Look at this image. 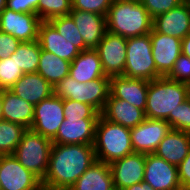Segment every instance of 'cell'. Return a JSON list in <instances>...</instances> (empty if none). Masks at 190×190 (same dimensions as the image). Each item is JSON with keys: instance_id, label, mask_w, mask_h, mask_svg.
<instances>
[{"instance_id": "obj_1", "label": "cell", "mask_w": 190, "mask_h": 190, "mask_svg": "<svg viewBox=\"0 0 190 190\" xmlns=\"http://www.w3.org/2000/svg\"><path fill=\"white\" fill-rule=\"evenodd\" d=\"M95 161L94 145L53 144L42 188L69 190Z\"/></svg>"}, {"instance_id": "obj_2", "label": "cell", "mask_w": 190, "mask_h": 190, "mask_svg": "<svg viewBox=\"0 0 190 190\" xmlns=\"http://www.w3.org/2000/svg\"><path fill=\"white\" fill-rule=\"evenodd\" d=\"M188 98L189 91L186 83L158 77L149 81L145 116L165 120L174 129V112Z\"/></svg>"}, {"instance_id": "obj_3", "label": "cell", "mask_w": 190, "mask_h": 190, "mask_svg": "<svg viewBox=\"0 0 190 190\" xmlns=\"http://www.w3.org/2000/svg\"><path fill=\"white\" fill-rule=\"evenodd\" d=\"M106 24L107 31L130 38L150 33L153 18L139 0H113Z\"/></svg>"}, {"instance_id": "obj_4", "label": "cell", "mask_w": 190, "mask_h": 190, "mask_svg": "<svg viewBox=\"0 0 190 190\" xmlns=\"http://www.w3.org/2000/svg\"><path fill=\"white\" fill-rule=\"evenodd\" d=\"M94 151L96 160L106 164L134 153L130 128L106 120L100 115L96 125Z\"/></svg>"}, {"instance_id": "obj_5", "label": "cell", "mask_w": 190, "mask_h": 190, "mask_svg": "<svg viewBox=\"0 0 190 190\" xmlns=\"http://www.w3.org/2000/svg\"><path fill=\"white\" fill-rule=\"evenodd\" d=\"M57 97L87 103L101 113L110 94V77L104 76L85 83H79L70 75L53 87Z\"/></svg>"}, {"instance_id": "obj_6", "label": "cell", "mask_w": 190, "mask_h": 190, "mask_svg": "<svg viewBox=\"0 0 190 190\" xmlns=\"http://www.w3.org/2000/svg\"><path fill=\"white\" fill-rule=\"evenodd\" d=\"M52 145L53 142L50 139L27 129L13 156L42 181L48 169Z\"/></svg>"}, {"instance_id": "obj_7", "label": "cell", "mask_w": 190, "mask_h": 190, "mask_svg": "<svg viewBox=\"0 0 190 190\" xmlns=\"http://www.w3.org/2000/svg\"><path fill=\"white\" fill-rule=\"evenodd\" d=\"M126 51L123 76L147 81L156 79V65L152 54L150 33L127 38Z\"/></svg>"}, {"instance_id": "obj_8", "label": "cell", "mask_w": 190, "mask_h": 190, "mask_svg": "<svg viewBox=\"0 0 190 190\" xmlns=\"http://www.w3.org/2000/svg\"><path fill=\"white\" fill-rule=\"evenodd\" d=\"M64 119L63 99L52 94L34 106L30 129L52 141Z\"/></svg>"}, {"instance_id": "obj_9", "label": "cell", "mask_w": 190, "mask_h": 190, "mask_svg": "<svg viewBox=\"0 0 190 190\" xmlns=\"http://www.w3.org/2000/svg\"><path fill=\"white\" fill-rule=\"evenodd\" d=\"M1 190H42L41 180L13 155H0Z\"/></svg>"}, {"instance_id": "obj_10", "label": "cell", "mask_w": 190, "mask_h": 190, "mask_svg": "<svg viewBox=\"0 0 190 190\" xmlns=\"http://www.w3.org/2000/svg\"><path fill=\"white\" fill-rule=\"evenodd\" d=\"M127 38L106 31L102 40L95 48L99 54L103 71L106 76L124 74Z\"/></svg>"}, {"instance_id": "obj_11", "label": "cell", "mask_w": 190, "mask_h": 190, "mask_svg": "<svg viewBox=\"0 0 190 190\" xmlns=\"http://www.w3.org/2000/svg\"><path fill=\"white\" fill-rule=\"evenodd\" d=\"M171 125L165 120L146 118L142 123L130 129L132 148L135 153L152 154L159 143L171 131Z\"/></svg>"}, {"instance_id": "obj_12", "label": "cell", "mask_w": 190, "mask_h": 190, "mask_svg": "<svg viewBox=\"0 0 190 190\" xmlns=\"http://www.w3.org/2000/svg\"><path fill=\"white\" fill-rule=\"evenodd\" d=\"M143 182L155 190H182L178 178V166L156 154H146Z\"/></svg>"}, {"instance_id": "obj_13", "label": "cell", "mask_w": 190, "mask_h": 190, "mask_svg": "<svg viewBox=\"0 0 190 190\" xmlns=\"http://www.w3.org/2000/svg\"><path fill=\"white\" fill-rule=\"evenodd\" d=\"M41 19L34 13H17L5 8L0 13V32L10 34L22 42L38 40Z\"/></svg>"}, {"instance_id": "obj_14", "label": "cell", "mask_w": 190, "mask_h": 190, "mask_svg": "<svg viewBox=\"0 0 190 190\" xmlns=\"http://www.w3.org/2000/svg\"><path fill=\"white\" fill-rule=\"evenodd\" d=\"M150 39L156 65V79L166 77L182 53V40L158 33L154 28L150 32Z\"/></svg>"}, {"instance_id": "obj_15", "label": "cell", "mask_w": 190, "mask_h": 190, "mask_svg": "<svg viewBox=\"0 0 190 190\" xmlns=\"http://www.w3.org/2000/svg\"><path fill=\"white\" fill-rule=\"evenodd\" d=\"M146 154L132 153L109 164L114 186L124 190L143 182Z\"/></svg>"}, {"instance_id": "obj_16", "label": "cell", "mask_w": 190, "mask_h": 190, "mask_svg": "<svg viewBox=\"0 0 190 190\" xmlns=\"http://www.w3.org/2000/svg\"><path fill=\"white\" fill-rule=\"evenodd\" d=\"M97 121L98 119L65 118L52 142L94 145Z\"/></svg>"}, {"instance_id": "obj_17", "label": "cell", "mask_w": 190, "mask_h": 190, "mask_svg": "<svg viewBox=\"0 0 190 190\" xmlns=\"http://www.w3.org/2000/svg\"><path fill=\"white\" fill-rule=\"evenodd\" d=\"M153 28L164 35L185 38L190 33V3L185 0L178 7L156 16Z\"/></svg>"}, {"instance_id": "obj_18", "label": "cell", "mask_w": 190, "mask_h": 190, "mask_svg": "<svg viewBox=\"0 0 190 190\" xmlns=\"http://www.w3.org/2000/svg\"><path fill=\"white\" fill-rule=\"evenodd\" d=\"M149 81L123 75L110 77V94L145 112Z\"/></svg>"}, {"instance_id": "obj_19", "label": "cell", "mask_w": 190, "mask_h": 190, "mask_svg": "<svg viewBox=\"0 0 190 190\" xmlns=\"http://www.w3.org/2000/svg\"><path fill=\"white\" fill-rule=\"evenodd\" d=\"M69 16L76 24L84 44L95 49L107 31L106 16L72 9Z\"/></svg>"}, {"instance_id": "obj_20", "label": "cell", "mask_w": 190, "mask_h": 190, "mask_svg": "<svg viewBox=\"0 0 190 190\" xmlns=\"http://www.w3.org/2000/svg\"><path fill=\"white\" fill-rule=\"evenodd\" d=\"M38 42L42 50L53 53L61 59L72 62L81 52L73 42L61 36L49 21H41Z\"/></svg>"}, {"instance_id": "obj_21", "label": "cell", "mask_w": 190, "mask_h": 190, "mask_svg": "<svg viewBox=\"0 0 190 190\" xmlns=\"http://www.w3.org/2000/svg\"><path fill=\"white\" fill-rule=\"evenodd\" d=\"M9 90L33 106L53 94V87L37 72L23 74Z\"/></svg>"}, {"instance_id": "obj_22", "label": "cell", "mask_w": 190, "mask_h": 190, "mask_svg": "<svg viewBox=\"0 0 190 190\" xmlns=\"http://www.w3.org/2000/svg\"><path fill=\"white\" fill-rule=\"evenodd\" d=\"M101 115L106 120L130 129L146 119L145 112L142 109L136 108L125 100L117 99L111 94H109Z\"/></svg>"}, {"instance_id": "obj_23", "label": "cell", "mask_w": 190, "mask_h": 190, "mask_svg": "<svg viewBox=\"0 0 190 190\" xmlns=\"http://www.w3.org/2000/svg\"><path fill=\"white\" fill-rule=\"evenodd\" d=\"M69 75L77 82L85 84L106 76L97 50L89 48L81 51L71 62Z\"/></svg>"}, {"instance_id": "obj_24", "label": "cell", "mask_w": 190, "mask_h": 190, "mask_svg": "<svg viewBox=\"0 0 190 190\" xmlns=\"http://www.w3.org/2000/svg\"><path fill=\"white\" fill-rule=\"evenodd\" d=\"M190 149V133L171 129L159 143L154 152L158 157L178 166L188 155Z\"/></svg>"}, {"instance_id": "obj_25", "label": "cell", "mask_w": 190, "mask_h": 190, "mask_svg": "<svg viewBox=\"0 0 190 190\" xmlns=\"http://www.w3.org/2000/svg\"><path fill=\"white\" fill-rule=\"evenodd\" d=\"M2 120L23 125L30 129L33 123L34 106L27 102L9 89H2Z\"/></svg>"}, {"instance_id": "obj_26", "label": "cell", "mask_w": 190, "mask_h": 190, "mask_svg": "<svg viewBox=\"0 0 190 190\" xmlns=\"http://www.w3.org/2000/svg\"><path fill=\"white\" fill-rule=\"evenodd\" d=\"M113 187L109 164L96 160L69 190H110Z\"/></svg>"}, {"instance_id": "obj_27", "label": "cell", "mask_w": 190, "mask_h": 190, "mask_svg": "<svg viewBox=\"0 0 190 190\" xmlns=\"http://www.w3.org/2000/svg\"><path fill=\"white\" fill-rule=\"evenodd\" d=\"M71 62L41 49L37 73L52 87L69 75Z\"/></svg>"}, {"instance_id": "obj_28", "label": "cell", "mask_w": 190, "mask_h": 190, "mask_svg": "<svg viewBox=\"0 0 190 190\" xmlns=\"http://www.w3.org/2000/svg\"><path fill=\"white\" fill-rule=\"evenodd\" d=\"M41 47L38 40L22 42L15 53V60L24 74L36 73L40 59Z\"/></svg>"}, {"instance_id": "obj_29", "label": "cell", "mask_w": 190, "mask_h": 190, "mask_svg": "<svg viewBox=\"0 0 190 190\" xmlns=\"http://www.w3.org/2000/svg\"><path fill=\"white\" fill-rule=\"evenodd\" d=\"M26 130L23 125L1 119L0 155H13Z\"/></svg>"}, {"instance_id": "obj_30", "label": "cell", "mask_w": 190, "mask_h": 190, "mask_svg": "<svg viewBox=\"0 0 190 190\" xmlns=\"http://www.w3.org/2000/svg\"><path fill=\"white\" fill-rule=\"evenodd\" d=\"M49 22L54 26L61 36L73 42V45L80 51L89 49L84 44L83 38L80 35L76 24L69 15L52 18L49 20Z\"/></svg>"}, {"instance_id": "obj_31", "label": "cell", "mask_w": 190, "mask_h": 190, "mask_svg": "<svg viewBox=\"0 0 190 190\" xmlns=\"http://www.w3.org/2000/svg\"><path fill=\"white\" fill-rule=\"evenodd\" d=\"M71 10L72 0H39V18L41 21L67 16Z\"/></svg>"}, {"instance_id": "obj_32", "label": "cell", "mask_w": 190, "mask_h": 190, "mask_svg": "<svg viewBox=\"0 0 190 190\" xmlns=\"http://www.w3.org/2000/svg\"><path fill=\"white\" fill-rule=\"evenodd\" d=\"M15 60V53L0 59V90L10 89L23 75Z\"/></svg>"}, {"instance_id": "obj_33", "label": "cell", "mask_w": 190, "mask_h": 190, "mask_svg": "<svg viewBox=\"0 0 190 190\" xmlns=\"http://www.w3.org/2000/svg\"><path fill=\"white\" fill-rule=\"evenodd\" d=\"M63 107L65 118L99 119L101 115L93 106L70 99L63 100Z\"/></svg>"}, {"instance_id": "obj_34", "label": "cell", "mask_w": 190, "mask_h": 190, "mask_svg": "<svg viewBox=\"0 0 190 190\" xmlns=\"http://www.w3.org/2000/svg\"><path fill=\"white\" fill-rule=\"evenodd\" d=\"M113 0H72V9L107 16Z\"/></svg>"}, {"instance_id": "obj_35", "label": "cell", "mask_w": 190, "mask_h": 190, "mask_svg": "<svg viewBox=\"0 0 190 190\" xmlns=\"http://www.w3.org/2000/svg\"><path fill=\"white\" fill-rule=\"evenodd\" d=\"M166 77L177 82L188 84L190 81V58L181 53Z\"/></svg>"}, {"instance_id": "obj_36", "label": "cell", "mask_w": 190, "mask_h": 190, "mask_svg": "<svg viewBox=\"0 0 190 190\" xmlns=\"http://www.w3.org/2000/svg\"><path fill=\"white\" fill-rule=\"evenodd\" d=\"M149 15L154 19L162 13H166L178 7L185 0H139Z\"/></svg>"}, {"instance_id": "obj_37", "label": "cell", "mask_w": 190, "mask_h": 190, "mask_svg": "<svg viewBox=\"0 0 190 190\" xmlns=\"http://www.w3.org/2000/svg\"><path fill=\"white\" fill-rule=\"evenodd\" d=\"M174 130L190 133V97L174 112Z\"/></svg>"}, {"instance_id": "obj_38", "label": "cell", "mask_w": 190, "mask_h": 190, "mask_svg": "<svg viewBox=\"0 0 190 190\" xmlns=\"http://www.w3.org/2000/svg\"><path fill=\"white\" fill-rule=\"evenodd\" d=\"M6 8L17 13H34L39 16V0H7Z\"/></svg>"}, {"instance_id": "obj_39", "label": "cell", "mask_w": 190, "mask_h": 190, "mask_svg": "<svg viewBox=\"0 0 190 190\" xmlns=\"http://www.w3.org/2000/svg\"><path fill=\"white\" fill-rule=\"evenodd\" d=\"M20 43L18 39L10 34L0 32V59H5L14 53Z\"/></svg>"}, {"instance_id": "obj_40", "label": "cell", "mask_w": 190, "mask_h": 190, "mask_svg": "<svg viewBox=\"0 0 190 190\" xmlns=\"http://www.w3.org/2000/svg\"><path fill=\"white\" fill-rule=\"evenodd\" d=\"M178 178L182 190H190V149L188 155L178 165Z\"/></svg>"}, {"instance_id": "obj_41", "label": "cell", "mask_w": 190, "mask_h": 190, "mask_svg": "<svg viewBox=\"0 0 190 190\" xmlns=\"http://www.w3.org/2000/svg\"><path fill=\"white\" fill-rule=\"evenodd\" d=\"M182 53L190 58V33L182 39Z\"/></svg>"}, {"instance_id": "obj_42", "label": "cell", "mask_w": 190, "mask_h": 190, "mask_svg": "<svg viewBox=\"0 0 190 190\" xmlns=\"http://www.w3.org/2000/svg\"><path fill=\"white\" fill-rule=\"evenodd\" d=\"M124 190H155V189H153L150 185H148L144 182H140V183L134 184Z\"/></svg>"}, {"instance_id": "obj_43", "label": "cell", "mask_w": 190, "mask_h": 190, "mask_svg": "<svg viewBox=\"0 0 190 190\" xmlns=\"http://www.w3.org/2000/svg\"><path fill=\"white\" fill-rule=\"evenodd\" d=\"M2 110H3L2 90H0V120L2 119Z\"/></svg>"}, {"instance_id": "obj_44", "label": "cell", "mask_w": 190, "mask_h": 190, "mask_svg": "<svg viewBox=\"0 0 190 190\" xmlns=\"http://www.w3.org/2000/svg\"><path fill=\"white\" fill-rule=\"evenodd\" d=\"M7 0H0V13L6 8Z\"/></svg>"}, {"instance_id": "obj_45", "label": "cell", "mask_w": 190, "mask_h": 190, "mask_svg": "<svg viewBox=\"0 0 190 190\" xmlns=\"http://www.w3.org/2000/svg\"><path fill=\"white\" fill-rule=\"evenodd\" d=\"M187 86H188L189 97H190V81L188 82Z\"/></svg>"}, {"instance_id": "obj_46", "label": "cell", "mask_w": 190, "mask_h": 190, "mask_svg": "<svg viewBox=\"0 0 190 190\" xmlns=\"http://www.w3.org/2000/svg\"><path fill=\"white\" fill-rule=\"evenodd\" d=\"M110 190H120V189H118L117 187H113V188H111Z\"/></svg>"}]
</instances>
